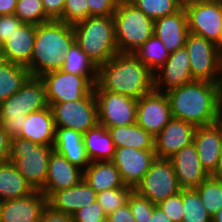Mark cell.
<instances>
[{"mask_svg": "<svg viewBox=\"0 0 222 222\" xmlns=\"http://www.w3.org/2000/svg\"><path fill=\"white\" fill-rule=\"evenodd\" d=\"M46 87L48 103L77 101L93 91V85L84 77L60 70L40 76Z\"/></svg>", "mask_w": 222, "mask_h": 222, "instance_id": "13", "label": "cell"}, {"mask_svg": "<svg viewBox=\"0 0 222 222\" xmlns=\"http://www.w3.org/2000/svg\"><path fill=\"white\" fill-rule=\"evenodd\" d=\"M72 27L76 43L97 67L119 53L113 15L90 16Z\"/></svg>", "mask_w": 222, "mask_h": 222, "instance_id": "5", "label": "cell"}, {"mask_svg": "<svg viewBox=\"0 0 222 222\" xmlns=\"http://www.w3.org/2000/svg\"><path fill=\"white\" fill-rule=\"evenodd\" d=\"M194 81L185 47L170 53L167 61L154 73V90L161 93Z\"/></svg>", "mask_w": 222, "mask_h": 222, "instance_id": "16", "label": "cell"}, {"mask_svg": "<svg viewBox=\"0 0 222 222\" xmlns=\"http://www.w3.org/2000/svg\"><path fill=\"white\" fill-rule=\"evenodd\" d=\"M18 0H0V15L15 14Z\"/></svg>", "mask_w": 222, "mask_h": 222, "instance_id": "49", "label": "cell"}, {"mask_svg": "<svg viewBox=\"0 0 222 222\" xmlns=\"http://www.w3.org/2000/svg\"><path fill=\"white\" fill-rule=\"evenodd\" d=\"M0 128H2V120H1V117H0Z\"/></svg>", "mask_w": 222, "mask_h": 222, "instance_id": "57", "label": "cell"}, {"mask_svg": "<svg viewBox=\"0 0 222 222\" xmlns=\"http://www.w3.org/2000/svg\"><path fill=\"white\" fill-rule=\"evenodd\" d=\"M23 22L15 15H0V46L18 29Z\"/></svg>", "mask_w": 222, "mask_h": 222, "instance_id": "44", "label": "cell"}, {"mask_svg": "<svg viewBox=\"0 0 222 222\" xmlns=\"http://www.w3.org/2000/svg\"><path fill=\"white\" fill-rule=\"evenodd\" d=\"M212 222H222V207L212 217Z\"/></svg>", "mask_w": 222, "mask_h": 222, "instance_id": "52", "label": "cell"}, {"mask_svg": "<svg viewBox=\"0 0 222 222\" xmlns=\"http://www.w3.org/2000/svg\"><path fill=\"white\" fill-rule=\"evenodd\" d=\"M119 2L131 3L133 0H118Z\"/></svg>", "mask_w": 222, "mask_h": 222, "instance_id": "55", "label": "cell"}, {"mask_svg": "<svg viewBox=\"0 0 222 222\" xmlns=\"http://www.w3.org/2000/svg\"><path fill=\"white\" fill-rule=\"evenodd\" d=\"M48 106L43 79L40 76H30L19 91L0 103L3 130L11 138L17 137L26 116Z\"/></svg>", "mask_w": 222, "mask_h": 222, "instance_id": "4", "label": "cell"}, {"mask_svg": "<svg viewBox=\"0 0 222 222\" xmlns=\"http://www.w3.org/2000/svg\"><path fill=\"white\" fill-rule=\"evenodd\" d=\"M73 222H106L107 215L97 201L89 204L73 215Z\"/></svg>", "mask_w": 222, "mask_h": 222, "instance_id": "42", "label": "cell"}, {"mask_svg": "<svg viewBox=\"0 0 222 222\" xmlns=\"http://www.w3.org/2000/svg\"><path fill=\"white\" fill-rule=\"evenodd\" d=\"M30 76L25 66L8 61L0 65V103L19 91Z\"/></svg>", "mask_w": 222, "mask_h": 222, "instance_id": "32", "label": "cell"}, {"mask_svg": "<svg viewBox=\"0 0 222 222\" xmlns=\"http://www.w3.org/2000/svg\"><path fill=\"white\" fill-rule=\"evenodd\" d=\"M36 25L23 23L1 45L6 61L27 67L33 54Z\"/></svg>", "mask_w": 222, "mask_h": 222, "instance_id": "25", "label": "cell"}, {"mask_svg": "<svg viewBox=\"0 0 222 222\" xmlns=\"http://www.w3.org/2000/svg\"><path fill=\"white\" fill-rule=\"evenodd\" d=\"M149 222H172L171 219L164 213V211L156 205Z\"/></svg>", "mask_w": 222, "mask_h": 222, "instance_id": "50", "label": "cell"}, {"mask_svg": "<svg viewBox=\"0 0 222 222\" xmlns=\"http://www.w3.org/2000/svg\"><path fill=\"white\" fill-rule=\"evenodd\" d=\"M56 128L50 106L28 114L18 138L27 139L39 145L54 146Z\"/></svg>", "mask_w": 222, "mask_h": 222, "instance_id": "24", "label": "cell"}, {"mask_svg": "<svg viewBox=\"0 0 222 222\" xmlns=\"http://www.w3.org/2000/svg\"><path fill=\"white\" fill-rule=\"evenodd\" d=\"M62 71L84 76L93 86L97 84L98 67L80 48L76 41L64 56Z\"/></svg>", "mask_w": 222, "mask_h": 222, "instance_id": "31", "label": "cell"}, {"mask_svg": "<svg viewBox=\"0 0 222 222\" xmlns=\"http://www.w3.org/2000/svg\"><path fill=\"white\" fill-rule=\"evenodd\" d=\"M53 150V146L12 137L8 160L14 163L34 190H41L46 182L48 161Z\"/></svg>", "mask_w": 222, "mask_h": 222, "instance_id": "7", "label": "cell"}, {"mask_svg": "<svg viewBox=\"0 0 222 222\" xmlns=\"http://www.w3.org/2000/svg\"><path fill=\"white\" fill-rule=\"evenodd\" d=\"M108 131L116 148L127 147L138 150H154V138L137 123L109 127Z\"/></svg>", "mask_w": 222, "mask_h": 222, "instance_id": "30", "label": "cell"}, {"mask_svg": "<svg viewBox=\"0 0 222 222\" xmlns=\"http://www.w3.org/2000/svg\"><path fill=\"white\" fill-rule=\"evenodd\" d=\"M97 193L82 180L79 184L64 190L53 192L47 198L52 209L73 215L79 209L96 201Z\"/></svg>", "mask_w": 222, "mask_h": 222, "instance_id": "23", "label": "cell"}, {"mask_svg": "<svg viewBox=\"0 0 222 222\" xmlns=\"http://www.w3.org/2000/svg\"><path fill=\"white\" fill-rule=\"evenodd\" d=\"M188 51L193 80L222 83V58L219 46L202 36L189 33Z\"/></svg>", "mask_w": 222, "mask_h": 222, "instance_id": "8", "label": "cell"}, {"mask_svg": "<svg viewBox=\"0 0 222 222\" xmlns=\"http://www.w3.org/2000/svg\"><path fill=\"white\" fill-rule=\"evenodd\" d=\"M193 143L203 169L209 176L214 175L222 148V119L211 125L196 127Z\"/></svg>", "mask_w": 222, "mask_h": 222, "instance_id": "17", "label": "cell"}, {"mask_svg": "<svg viewBox=\"0 0 222 222\" xmlns=\"http://www.w3.org/2000/svg\"><path fill=\"white\" fill-rule=\"evenodd\" d=\"M46 206L47 197L40 190L22 198L4 200L0 222H39Z\"/></svg>", "mask_w": 222, "mask_h": 222, "instance_id": "20", "label": "cell"}, {"mask_svg": "<svg viewBox=\"0 0 222 222\" xmlns=\"http://www.w3.org/2000/svg\"><path fill=\"white\" fill-rule=\"evenodd\" d=\"M34 191L17 170L13 162H0V198L4 200L22 198Z\"/></svg>", "mask_w": 222, "mask_h": 222, "instance_id": "29", "label": "cell"}, {"mask_svg": "<svg viewBox=\"0 0 222 222\" xmlns=\"http://www.w3.org/2000/svg\"><path fill=\"white\" fill-rule=\"evenodd\" d=\"M84 171L53 150L48 161V173L40 190L47 198L55 191L71 188L83 180Z\"/></svg>", "mask_w": 222, "mask_h": 222, "instance_id": "19", "label": "cell"}, {"mask_svg": "<svg viewBox=\"0 0 222 222\" xmlns=\"http://www.w3.org/2000/svg\"><path fill=\"white\" fill-rule=\"evenodd\" d=\"M15 15L27 24L39 25L51 21L45 14L42 0H18Z\"/></svg>", "mask_w": 222, "mask_h": 222, "instance_id": "37", "label": "cell"}, {"mask_svg": "<svg viewBox=\"0 0 222 222\" xmlns=\"http://www.w3.org/2000/svg\"><path fill=\"white\" fill-rule=\"evenodd\" d=\"M189 33L220 45L222 42V0H184Z\"/></svg>", "mask_w": 222, "mask_h": 222, "instance_id": "9", "label": "cell"}, {"mask_svg": "<svg viewBox=\"0 0 222 222\" xmlns=\"http://www.w3.org/2000/svg\"><path fill=\"white\" fill-rule=\"evenodd\" d=\"M39 222H73V217L67 213L56 211L47 205Z\"/></svg>", "mask_w": 222, "mask_h": 222, "instance_id": "46", "label": "cell"}, {"mask_svg": "<svg viewBox=\"0 0 222 222\" xmlns=\"http://www.w3.org/2000/svg\"><path fill=\"white\" fill-rule=\"evenodd\" d=\"M51 107L55 128H68L82 134L98 123L97 102L92 91L77 101L48 103Z\"/></svg>", "mask_w": 222, "mask_h": 222, "instance_id": "10", "label": "cell"}, {"mask_svg": "<svg viewBox=\"0 0 222 222\" xmlns=\"http://www.w3.org/2000/svg\"><path fill=\"white\" fill-rule=\"evenodd\" d=\"M45 14L51 20H58L64 9L65 0H42Z\"/></svg>", "mask_w": 222, "mask_h": 222, "instance_id": "45", "label": "cell"}, {"mask_svg": "<svg viewBox=\"0 0 222 222\" xmlns=\"http://www.w3.org/2000/svg\"><path fill=\"white\" fill-rule=\"evenodd\" d=\"M54 150L83 171L90 164L83 134L68 128H56Z\"/></svg>", "mask_w": 222, "mask_h": 222, "instance_id": "26", "label": "cell"}, {"mask_svg": "<svg viewBox=\"0 0 222 222\" xmlns=\"http://www.w3.org/2000/svg\"><path fill=\"white\" fill-rule=\"evenodd\" d=\"M133 190L132 187L126 185L118 189H107L97 193L96 201L108 215L127 204L128 197Z\"/></svg>", "mask_w": 222, "mask_h": 222, "instance_id": "38", "label": "cell"}, {"mask_svg": "<svg viewBox=\"0 0 222 222\" xmlns=\"http://www.w3.org/2000/svg\"><path fill=\"white\" fill-rule=\"evenodd\" d=\"M183 222H212L195 189H182Z\"/></svg>", "mask_w": 222, "mask_h": 222, "instance_id": "35", "label": "cell"}, {"mask_svg": "<svg viewBox=\"0 0 222 222\" xmlns=\"http://www.w3.org/2000/svg\"><path fill=\"white\" fill-rule=\"evenodd\" d=\"M83 180L96 192L125 186L112 161H94L86 167Z\"/></svg>", "mask_w": 222, "mask_h": 222, "instance_id": "27", "label": "cell"}, {"mask_svg": "<svg viewBox=\"0 0 222 222\" xmlns=\"http://www.w3.org/2000/svg\"><path fill=\"white\" fill-rule=\"evenodd\" d=\"M196 126L172 118L163 130L154 138V151L156 157L170 159L184 146L193 142Z\"/></svg>", "mask_w": 222, "mask_h": 222, "instance_id": "18", "label": "cell"}, {"mask_svg": "<svg viewBox=\"0 0 222 222\" xmlns=\"http://www.w3.org/2000/svg\"><path fill=\"white\" fill-rule=\"evenodd\" d=\"M119 53H133L154 34V20L132 3L118 2L113 14Z\"/></svg>", "mask_w": 222, "mask_h": 222, "instance_id": "6", "label": "cell"}, {"mask_svg": "<svg viewBox=\"0 0 222 222\" xmlns=\"http://www.w3.org/2000/svg\"><path fill=\"white\" fill-rule=\"evenodd\" d=\"M156 158L154 150L121 147L116 148L111 161L118 169L123 183L135 189Z\"/></svg>", "mask_w": 222, "mask_h": 222, "instance_id": "15", "label": "cell"}, {"mask_svg": "<svg viewBox=\"0 0 222 222\" xmlns=\"http://www.w3.org/2000/svg\"><path fill=\"white\" fill-rule=\"evenodd\" d=\"M6 62L5 54L2 50V47L0 46V65L4 64Z\"/></svg>", "mask_w": 222, "mask_h": 222, "instance_id": "53", "label": "cell"}, {"mask_svg": "<svg viewBox=\"0 0 222 222\" xmlns=\"http://www.w3.org/2000/svg\"><path fill=\"white\" fill-rule=\"evenodd\" d=\"M75 42L72 25L58 20L36 25L33 54L27 66L31 76L60 70L64 56Z\"/></svg>", "mask_w": 222, "mask_h": 222, "instance_id": "3", "label": "cell"}, {"mask_svg": "<svg viewBox=\"0 0 222 222\" xmlns=\"http://www.w3.org/2000/svg\"><path fill=\"white\" fill-rule=\"evenodd\" d=\"M158 206L172 222H183L182 190L161 201Z\"/></svg>", "mask_w": 222, "mask_h": 222, "instance_id": "41", "label": "cell"}, {"mask_svg": "<svg viewBox=\"0 0 222 222\" xmlns=\"http://www.w3.org/2000/svg\"><path fill=\"white\" fill-rule=\"evenodd\" d=\"M195 190L208 214L213 217L222 207V179L210 175Z\"/></svg>", "mask_w": 222, "mask_h": 222, "instance_id": "34", "label": "cell"}, {"mask_svg": "<svg viewBox=\"0 0 222 222\" xmlns=\"http://www.w3.org/2000/svg\"><path fill=\"white\" fill-rule=\"evenodd\" d=\"M87 156L91 162L111 161L116 150L108 129L100 123L83 134Z\"/></svg>", "mask_w": 222, "mask_h": 222, "instance_id": "28", "label": "cell"}, {"mask_svg": "<svg viewBox=\"0 0 222 222\" xmlns=\"http://www.w3.org/2000/svg\"><path fill=\"white\" fill-rule=\"evenodd\" d=\"M170 53L162 41L153 34L132 54L155 73L167 61Z\"/></svg>", "mask_w": 222, "mask_h": 222, "instance_id": "33", "label": "cell"}, {"mask_svg": "<svg viewBox=\"0 0 222 222\" xmlns=\"http://www.w3.org/2000/svg\"><path fill=\"white\" fill-rule=\"evenodd\" d=\"M90 16H110L116 11L118 0H87Z\"/></svg>", "mask_w": 222, "mask_h": 222, "instance_id": "43", "label": "cell"}, {"mask_svg": "<svg viewBox=\"0 0 222 222\" xmlns=\"http://www.w3.org/2000/svg\"><path fill=\"white\" fill-rule=\"evenodd\" d=\"M154 34L169 52L185 47L186 38L189 34L185 9L182 7L172 15L154 20Z\"/></svg>", "mask_w": 222, "mask_h": 222, "instance_id": "22", "label": "cell"}, {"mask_svg": "<svg viewBox=\"0 0 222 222\" xmlns=\"http://www.w3.org/2000/svg\"><path fill=\"white\" fill-rule=\"evenodd\" d=\"M134 190L158 205L167 197L180 192L182 188L170 159L157 157Z\"/></svg>", "mask_w": 222, "mask_h": 222, "instance_id": "11", "label": "cell"}, {"mask_svg": "<svg viewBox=\"0 0 222 222\" xmlns=\"http://www.w3.org/2000/svg\"><path fill=\"white\" fill-rule=\"evenodd\" d=\"M172 119L170 102L166 93L153 90L137 101L136 123L156 137Z\"/></svg>", "mask_w": 222, "mask_h": 222, "instance_id": "14", "label": "cell"}, {"mask_svg": "<svg viewBox=\"0 0 222 222\" xmlns=\"http://www.w3.org/2000/svg\"><path fill=\"white\" fill-rule=\"evenodd\" d=\"M11 137L0 128V162L7 161L10 153Z\"/></svg>", "mask_w": 222, "mask_h": 222, "instance_id": "48", "label": "cell"}, {"mask_svg": "<svg viewBox=\"0 0 222 222\" xmlns=\"http://www.w3.org/2000/svg\"><path fill=\"white\" fill-rule=\"evenodd\" d=\"M127 203L135 218V222H149L156 204L139 195L135 190L131 192Z\"/></svg>", "mask_w": 222, "mask_h": 222, "instance_id": "40", "label": "cell"}, {"mask_svg": "<svg viewBox=\"0 0 222 222\" xmlns=\"http://www.w3.org/2000/svg\"><path fill=\"white\" fill-rule=\"evenodd\" d=\"M170 161L182 189H195L209 176L193 142L175 153Z\"/></svg>", "mask_w": 222, "mask_h": 222, "instance_id": "21", "label": "cell"}, {"mask_svg": "<svg viewBox=\"0 0 222 222\" xmlns=\"http://www.w3.org/2000/svg\"><path fill=\"white\" fill-rule=\"evenodd\" d=\"M89 17V6L87 0H65L62 16L58 21L74 25Z\"/></svg>", "mask_w": 222, "mask_h": 222, "instance_id": "39", "label": "cell"}, {"mask_svg": "<svg viewBox=\"0 0 222 222\" xmlns=\"http://www.w3.org/2000/svg\"><path fill=\"white\" fill-rule=\"evenodd\" d=\"M219 52H220V55H221V58H222V42L219 45Z\"/></svg>", "mask_w": 222, "mask_h": 222, "instance_id": "54", "label": "cell"}, {"mask_svg": "<svg viewBox=\"0 0 222 222\" xmlns=\"http://www.w3.org/2000/svg\"><path fill=\"white\" fill-rule=\"evenodd\" d=\"M172 118L196 127L222 119V83L194 80L167 93Z\"/></svg>", "mask_w": 222, "mask_h": 222, "instance_id": "1", "label": "cell"}, {"mask_svg": "<svg viewBox=\"0 0 222 222\" xmlns=\"http://www.w3.org/2000/svg\"><path fill=\"white\" fill-rule=\"evenodd\" d=\"M154 90V73L132 53H118L98 67L93 91H110L139 99Z\"/></svg>", "mask_w": 222, "mask_h": 222, "instance_id": "2", "label": "cell"}, {"mask_svg": "<svg viewBox=\"0 0 222 222\" xmlns=\"http://www.w3.org/2000/svg\"><path fill=\"white\" fill-rule=\"evenodd\" d=\"M106 222H135V218L129 207V204L116 209L107 215Z\"/></svg>", "mask_w": 222, "mask_h": 222, "instance_id": "47", "label": "cell"}, {"mask_svg": "<svg viewBox=\"0 0 222 222\" xmlns=\"http://www.w3.org/2000/svg\"><path fill=\"white\" fill-rule=\"evenodd\" d=\"M93 92L97 102L98 123L107 129L136 123L138 99L110 91Z\"/></svg>", "mask_w": 222, "mask_h": 222, "instance_id": "12", "label": "cell"}, {"mask_svg": "<svg viewBox=\"0 0 222 222\" xmlns=\"http://www.w3.org/2000/svg\"><path fill=\"white\" fill-rule=\"evenodd\" d=\"M213 176L217 177L219 179H222V148H221V153H220L219 164H218L217 170Z\"/></svg>", "mask_w": 222, "mask_h": 222, "instance_id": "51", "label": "cell"}, {"mask_svg": "<svg viewBox=\"0 0 222 222\" xmlns=\"http://www.w3.org/2000/svg\"><path fill=\"white\" fill-rule=\"evenodd\" d=\"M2 205H3V200L0 198V215H1Z\"/></svg>", "mask_w": 222, "mask_h": 222, "instance_id": "56", "label": "cell"}, {"mask_svg": "<svg viewBox=\"0 0 222 222\" xmlns=\"http://www.w3.org/2000/svg\"><path fill=\"white\" fill-rule=\"evenodd\" d=\"M184 0H133L131 3L149 18L172 15L183 7Z\"/></svg>", "mask_w": 222, "mask_h": 222, "instance_id": "36", "label": "cell"}]
</instances>
